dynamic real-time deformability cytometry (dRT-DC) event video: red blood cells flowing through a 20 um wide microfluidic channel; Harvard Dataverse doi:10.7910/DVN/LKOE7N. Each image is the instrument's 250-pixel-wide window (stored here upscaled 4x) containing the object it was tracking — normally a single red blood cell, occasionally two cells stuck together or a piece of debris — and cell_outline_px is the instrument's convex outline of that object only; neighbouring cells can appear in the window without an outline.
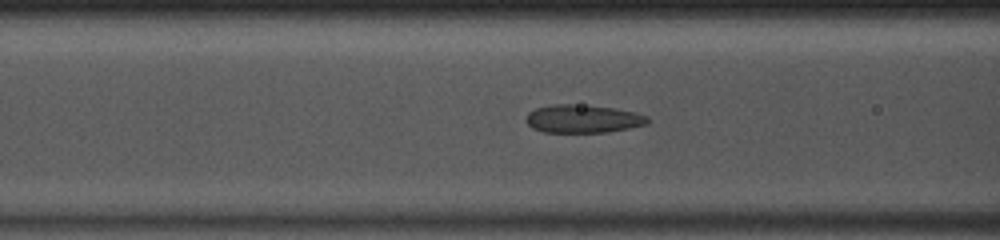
{"species": "common noctule bat (a hibernating species)", "species_latin": "Nyctalus noctula", "temperature_condition": "room temperature", "stored_images_in_passage": 49, "camera_frame_rate_fps": 3000, "um_per_image_px": 0.085, "animal": {"sex": "male", "body_mass_g": 13.0, "forearm_length_mm": 53.1}, "frame": {"image": 1, "passage_image": 20, "time_ms": 6.333, "image_size_px": [1000, 240], "cell_outline_px": [[648, 124], [608, 132], [544, 132], [532, 128], [524, 120], [528, 112], [536, 108], [552, 104], [572, 104], [616, 108], [636, 112], [648, 116]], "centroid_in_image_um": [49.54, 10.09], "position_along_channel_um": 117.1, "area_um2": 20.0}}
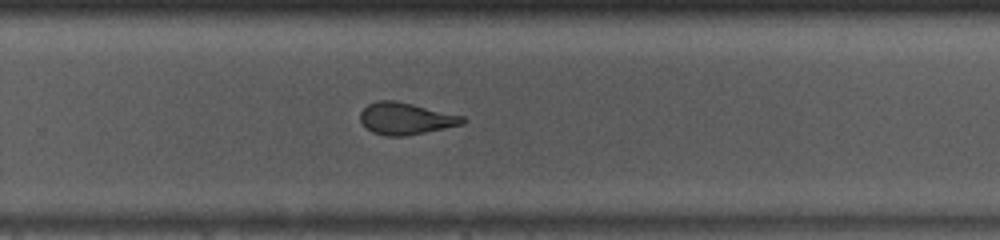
{"frame": {"image": 2, "passage_image": 33, "time_ms": 10.667, "image_size_px": [1000, 240], "cell_outline_px": [[468, 120], [464, 124], [404, 136], [384, 136], [372, 132], [360, 120], [360, 112], [368, 104], [376, 100], [392, 100], [412, 104], [464, 116]], "centroid_in_image_um": [34.49, 10.07], "position_along_channel_um": 295.3, "area_um2": 18.9}}
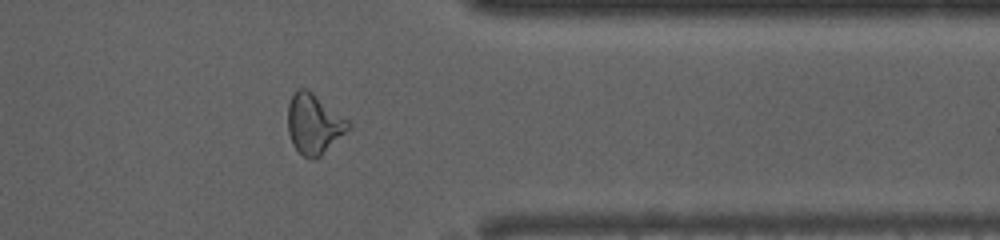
{"frame": {"image": 3, "passage_image": 40, "time_ms": 13.0, "image_size_px": [1000, 240], "cell_outline_px": [[348, 128], [320, 156], [304, 156], [292, 144], [288, 132], [288, 104], [292, 92], [296, 88], [304, 88], [312, 92], [348, 120]], "centroid_in_image_um": [26.62, 10.47], "position_along_channel_um": 384.8, "area_um2": 20.46}, "authors_computed_cell_mechanics": {"area_um2": 20.808, "velocity_mm_per_s": 4.1142, "shape_relaxation_time_tau1_ms": 5.014, "shape_relaxation_time_tau2_ms": 1.1096, "deformation_change_tau1": 0.1769, "deformation_change_tau2": 0.0927}}